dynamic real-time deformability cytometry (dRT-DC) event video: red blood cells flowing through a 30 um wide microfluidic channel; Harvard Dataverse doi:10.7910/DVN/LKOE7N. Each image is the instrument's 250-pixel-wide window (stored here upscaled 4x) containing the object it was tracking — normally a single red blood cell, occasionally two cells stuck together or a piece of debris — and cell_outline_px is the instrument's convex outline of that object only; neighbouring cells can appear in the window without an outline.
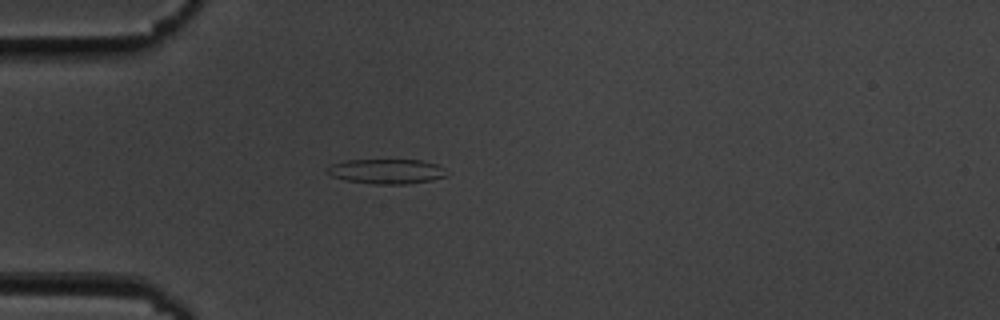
{"species": "common noctule bat (a hibernating species)", "species_latin": "Nyctalus noctula", "temperature_condition": "cold", "stored_images_in_passage": 41, "camera_frame_rate_fps": 3000, "um_per_image_px": 0.085, "animal": {"sex": "male", "body_mass_g": 19.5, "forearm_length_mm": 54.6}, "frame": {"image": 1, "passage_image": 1, "time_ms": 0.0, "image_size_px": [1000, 320], "cell_outline_px": [[448, 176], [432, 180], [404, 184], [376, 184], [344, 180], [332, 176], [324, 172], [332, 164], [348, 160], [420, 160], [436, 164], [444, 168]], "centroid_in_image_um": [32.85, 14.57], "position_along_channel_um": 52.1, "area_um2": 17.22}}
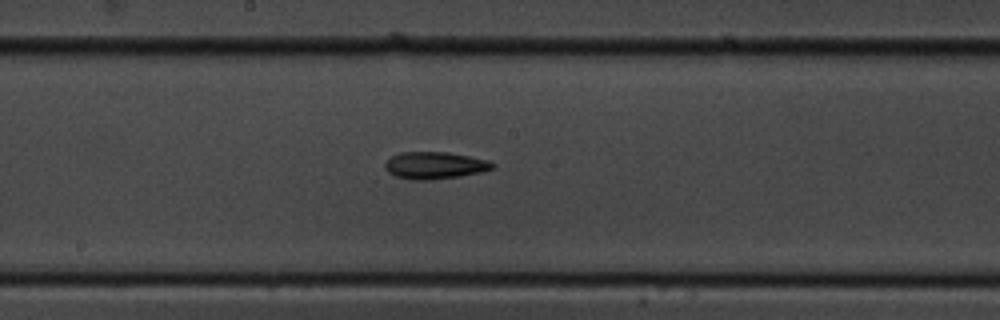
{"frame": {"image": 2, "passage_image": 15, "time_ms": 4.667, "image_size_px": [1000, 320], "cell_outline_px": [[496, 168], [480, 172], [460, 176], [428, 180], [412, 180], [396, 176], [388, 172], [384, 168], [384, 164], [392, 156], [400, 152], [448, 152], [488, 160], [496, 164]], "centroid_in_image_um": [36.97, 14.06], "position_along_channel_um": 211.2, "area_um2": 16.99}}
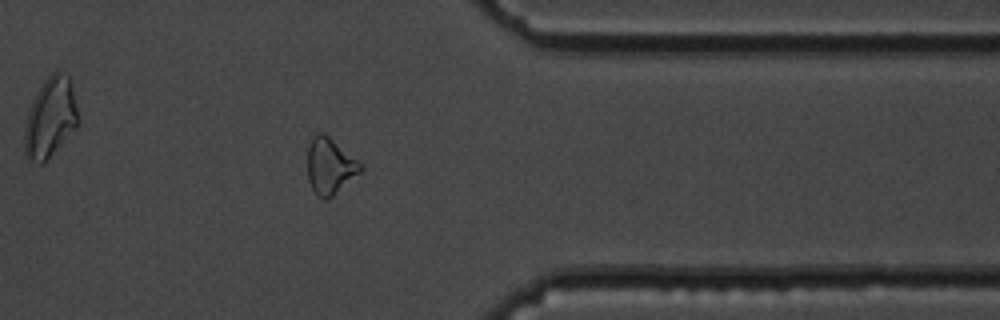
{"frame": {"image": 3, "passage_image": 30, "time_ms": 9.667, "image_size_px": [1000, 320], "cell_outline_px": [[364, 168], [360, 172], [328, 200], [324, 200], [316, 196], [308, 180], [308, 148], [316, 132], [324, 132], [356, 160]], "centroid_in_image_um": [28.01, 14.15], "position_along_channel_um": 383.4, "area_um2": 17.05}}